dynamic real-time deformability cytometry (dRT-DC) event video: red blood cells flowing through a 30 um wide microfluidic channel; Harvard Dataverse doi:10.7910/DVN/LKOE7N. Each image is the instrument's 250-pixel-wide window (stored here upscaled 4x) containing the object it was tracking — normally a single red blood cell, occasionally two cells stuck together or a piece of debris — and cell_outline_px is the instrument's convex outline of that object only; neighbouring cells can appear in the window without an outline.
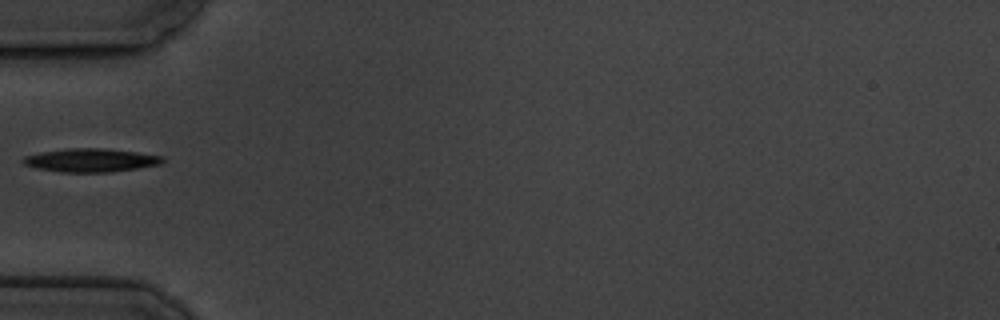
{"species": "common noctule bat (a hibernating species)", "species_latin": "Nyctalus noctula", "temperature_condition": "cold", "stored_images_in_passage": 12, "camera_frame_rate_fps": 3000, "um_per_image_px": 0.085, "animal": {"sex": "male", "body_mass_g": 19.5, "forearm_length_mm": 54.6}, "frame": {"image": 1, "passage_image": 2, "time_ms": 2.0, "image_size_px": [1000, 320], "cell_outline_px": [[164, 160], [160, 164], [136, 168], [108, 172], [60, 172], [36, 168], [24, 164], [20, 160], [24, 156], [40, 152], [68, 148], [104, 148], [136, 152], [160, 156]], "centroid_in_image_um": [7.64, 13.61], "position_along_channel_um": 77.4, "area_um2": 18.9}}
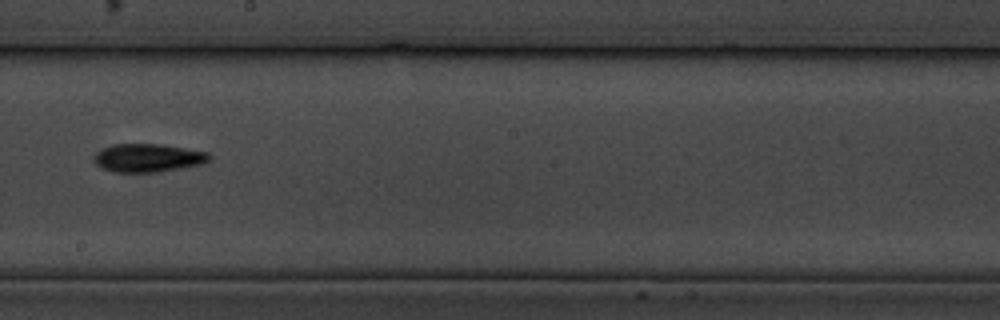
{"frame": {"image": 2, "passage_image": 6, "time_ms": 6.667, "image_size_px": [1000, 320], "cell_outline_px": [[212, 160], [204, 164], [160, 172], [112, 172], [100, 168], [92, 160], [92, 156], [96, 152], [112, 144], [160, 144], [208, 152], [212, 156]], "centroid_in_image_um": [12.58, 13.43], "position_along_channel_um": 235.6, "area_um2": 19.36}}
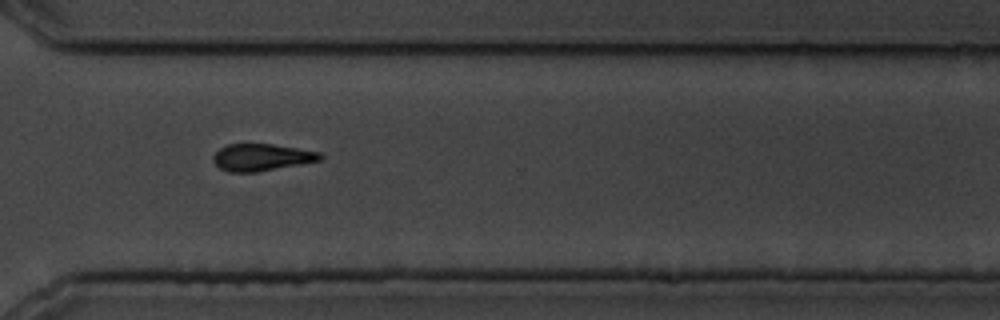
{"frame": {"image": 3, "passage_image": 9, "time_ms": 10.0, "image_size_px": [1000, 320], "cell_outline_px": [[324, 156], [320, 160], [300, 164], [256, 172], [228, 172], [220, 168], [212, 160], [212, 156], [220, 148], [228, 144], [272, 144], [320, 152]], "centroid_in_image_um": [22.21, 13.37], "position_along_channel_um": 348.4, "area_um2": 16.7}, "authors_computed_cell_mechanics": {"area_um2": 18.0625, "velocity_mm_per_s": 3.3935, "shape_relaxation_time_tau1_ms": 2.8827, "shape_relaxation_time_tau2_ms": null, "deformation_change_tau1": 0.1083, "deformation_change_tau2": null}}